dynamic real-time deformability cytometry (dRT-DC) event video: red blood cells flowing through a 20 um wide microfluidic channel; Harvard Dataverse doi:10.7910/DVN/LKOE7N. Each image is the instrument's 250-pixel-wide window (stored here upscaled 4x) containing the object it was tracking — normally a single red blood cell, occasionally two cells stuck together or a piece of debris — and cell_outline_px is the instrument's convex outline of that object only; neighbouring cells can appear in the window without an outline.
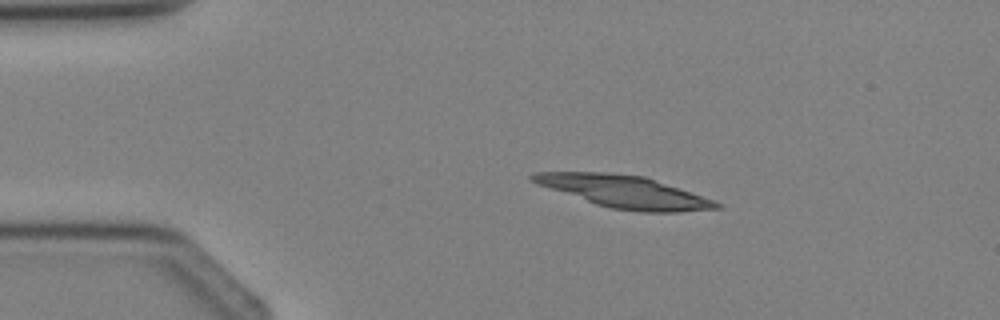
{"species": "Egyptian fruit bat (a non-hibernating species)", "species_latin": "Rousettus aegyptiacus", "temperature_condition": "cold", "stored_images_in_passage": 3, "camera_frame_rate_fps": 3000, "um_per_image_px": 0.085, "animal": {"sex": "female"}, "frame": {"image": 1, "passage_image": 2, "time_ms": 1.333, "image_size_px": [1000, 320], "cell_outline_px": [[724, 208], [680, 212], [640, 212], [612, 208], [596, 204], [536, 184], [528, 176], [532, 172], [608, 172], [644, 176], [716, 200], [724, 204]], "centroid_in_image_um": [53.13, 16.3], "position_along_channel_um": 31.9, "area_um2": 34.62}}